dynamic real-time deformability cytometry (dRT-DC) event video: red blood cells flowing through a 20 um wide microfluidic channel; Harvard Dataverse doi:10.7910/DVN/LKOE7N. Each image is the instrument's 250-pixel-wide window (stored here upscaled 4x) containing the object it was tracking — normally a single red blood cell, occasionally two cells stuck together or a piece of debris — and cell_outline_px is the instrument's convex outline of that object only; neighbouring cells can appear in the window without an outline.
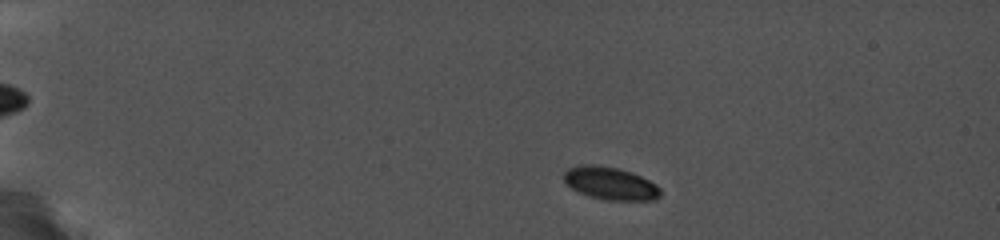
{"species": "common noctule bat (a hibernating species)", "species_latin": "Nyctalus noctula", "temperature_condition": "cold", "stored_images_in_passage": 32, "camera_frame_rate_fps": 5000, "um_per_image_px": 0.085, "animal": {"sex": "female", "body_mass_g": 19.0, "forearm_length_mm": 56.7}, "frame": {"image": 1, "passage_image": 5, "time_ms": 1.6, "image_size_px": [1000, 240], "cell_outline_px": [[660, 196], [652, 200], [604, 200], [588, 196], [564, 184], [564, 172], [568, 168], [580, 164], [596, 164], [616, 168], [632, 172], [656, 184], [660, 188]], "centroid_in_image_um": [51.84, 15.58], "position_along_channel_um": 33.2, "area_um2": 18.5}}
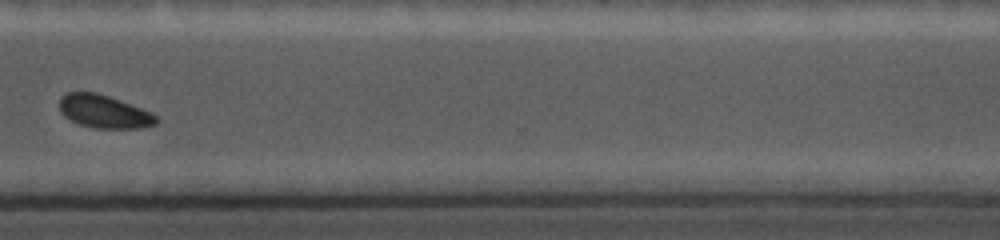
{"frame": {"image": 2, "passage_image": 28, "time_ms": 12.8, "image_size_px": [1000, 240], "cell_outline_px": [[160, 120], [156, 124], [144, 128], [92, 128], [76, 124], [64, 116], [60, 112], [60, 100], [68, 92], [92, 92], [108, 96], [152, 112], [160, 116]], "centroid_in_image_um": [8.89, 9.51], "position_along_channel_um": 361.7, "area_um2": 18.79}}
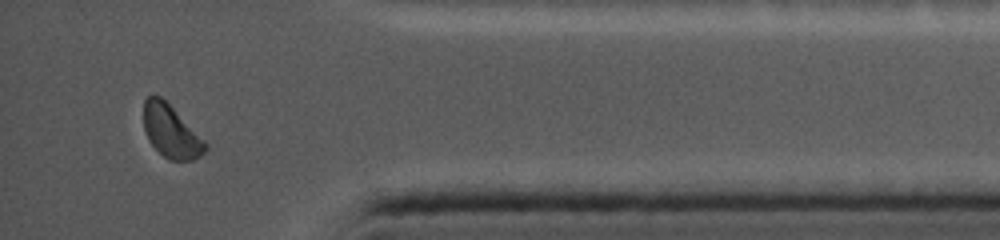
{"frame": {"image": 3, "passage_image": 31, "time_ms": 14.6, "image_size_px": [1000, 240], "cell_outline_px": [[208, 148], [200, 156], [192, 160], [168, 160], [148, 140], [144, 128], [144, 100], [148, 96], [160, 96], [208, 144]], "centroid_in_image_um": [14.53, 11.19], "position_along_channel_um": 420.7, "area_um2": 18.44}, "authors_computed_cell_mechanics": {"area_um2": 19.2474, "velocity_mm_per_s": 3.7103, "shape_relaxation_time_tau1_ms": 1.919, "shape_relaxation_time_tau2_ms": null, "deformation_change_tau1": 0.0543, "deformation_change_tau2": null}}